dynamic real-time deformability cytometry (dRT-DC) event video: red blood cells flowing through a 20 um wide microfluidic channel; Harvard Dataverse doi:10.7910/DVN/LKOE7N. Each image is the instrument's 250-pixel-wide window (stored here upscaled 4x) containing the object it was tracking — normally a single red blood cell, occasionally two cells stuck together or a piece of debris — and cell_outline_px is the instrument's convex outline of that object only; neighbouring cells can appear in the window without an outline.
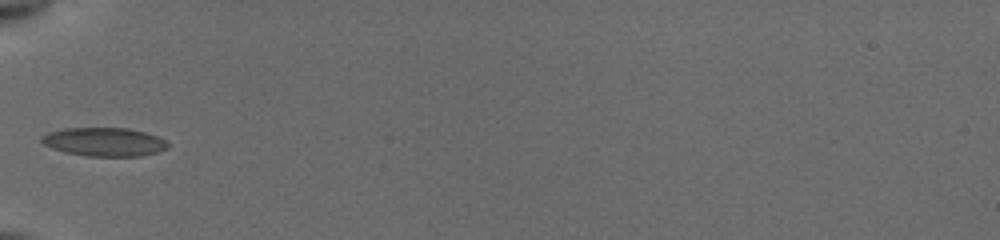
{"species": "common noctule bat (a hibernating species)", "species_latin": "Nyctalus noctula", "temperature_condition": "cold", "stored_images_in_passage": 34, "camera_frame_rate_fps": 3000, "um_per_image_px": 0.085, "animal": {"sex": "female", "body_mass_g": 19.5, "forearm_length_mm": 54.1}, "frame": {"image": 1, "passage_image": 1, "time_ms": 0.0, "image_size_px": [1000, 240], "cell_outline_px": [[168, 148], [156, 152], [140, 156], [88, 156], [64, 152], [52, 148], [44, 144], [40, 140], [40, 136], [48, 132], [64, 128], [128, 128], [144, 132], [168, 140]], "centroid_in_image_um": [8.85, 12.06], "position_along_channel_um": 76.2, "area_um2": 21.1}}
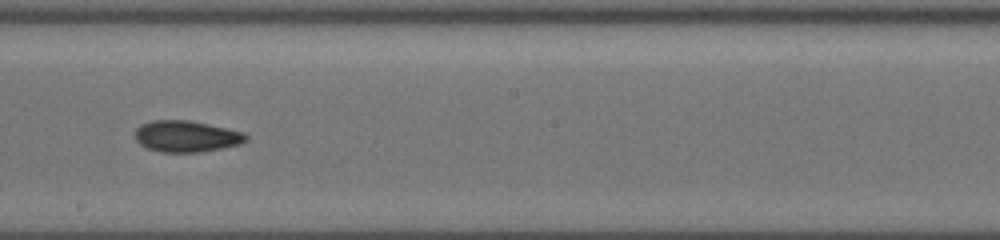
{"frame": {"image": 2, "passage_image": 13, "time_ms": 4.0, "image_size_px": [1000, 240], "cell_outline_px": [[248, 140], [240, 144], [224, 148], [200, 152], [160, 152], [148, 148], [140, 144], [136, 140], [136, 128], [140, 124], [152, 120], [188, 120], [228, 128], [244, 132], [248, 136]], "centroid_in_image_um": [15.86, 11.58], "position_along_channel_um": 232.3, "area_um2": 20.4}}
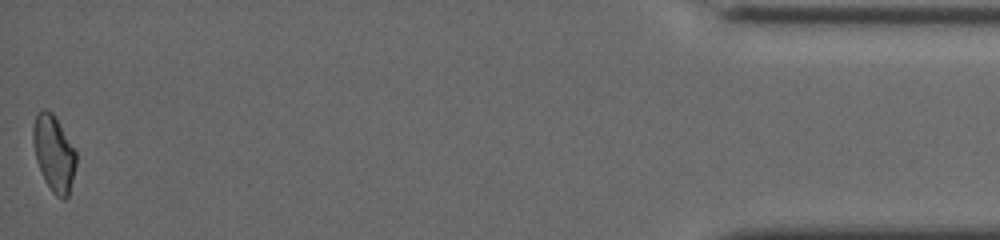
{"frame": {"image": 3, "passage_image": 34, "time_ms": 11.0, "image_size_px": [1000, 240], "cell_outline_px": [[76, 168], [68, 196], [64, 200], [56, 196], [52, 192], [44, 180], [36, 160], [32, 140], [32, 128], [36, 112], [44, 108], [52, 112], [76, 152]], "centroid_in_image_um": [4.56, 13.04], "position_along_channel_um": 430.6, "area_um2": 19.13}, "authors_computed_cell_mechanics": {"area_um2": 19.5364, "velocity_mm_per_s": 3.9329, "shape_relaxation_time_tau1_ms": 6.4078, "shape_relaxation_time_tau2_ms": 3.0698, "deformation_change_tau1": 0.1286, "deformation_change_tau2": 0.0808}}